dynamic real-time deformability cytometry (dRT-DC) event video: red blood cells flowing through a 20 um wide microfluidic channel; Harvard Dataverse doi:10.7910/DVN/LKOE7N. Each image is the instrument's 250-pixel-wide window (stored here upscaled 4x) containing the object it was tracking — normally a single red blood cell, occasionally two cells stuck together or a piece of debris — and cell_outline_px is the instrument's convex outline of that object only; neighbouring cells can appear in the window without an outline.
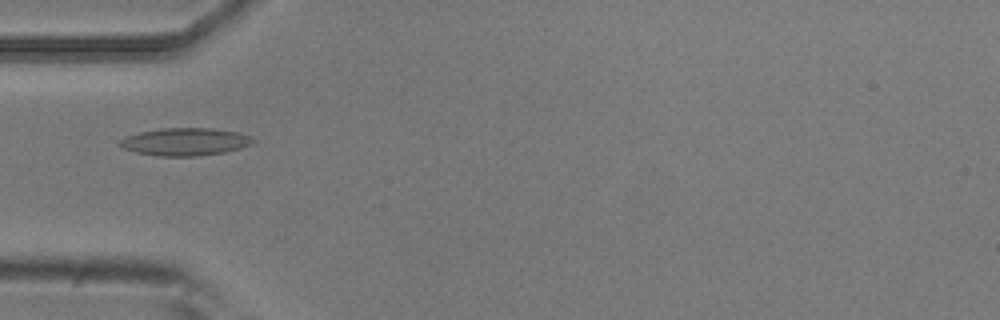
{"species": "common noctule bat (a hibernating species)", "species_latin": "Nyctalus noctula", "temperature_condition": "room temperature", "stored_images_in_passage": 7, "camera_frame_rate_fps": 3000, "um_per_image_px": 0.085, "animal": {"sex": "male", "body_mass_g": 20.5, "forearm_length_mm": 52.5}, "frame": {"image": 1, "passage_image": 6, "time_ms": 5.667, "image_size_px": [1000, 320], "cell_outline_px": [[256, 140], [252, 144], [240, 148], [224, 152], [200, 156], [156, 156], [136, 152], [124, 148], [116, 144], [120, 140], [128, 136], [140, 132], [160, 128], [212, 128], [236, 132], [252, 136]], "centroid_in_image_um": [15.75, 12.05], "position_along_channel_um": 69.3, "area_um2": 21.5}}
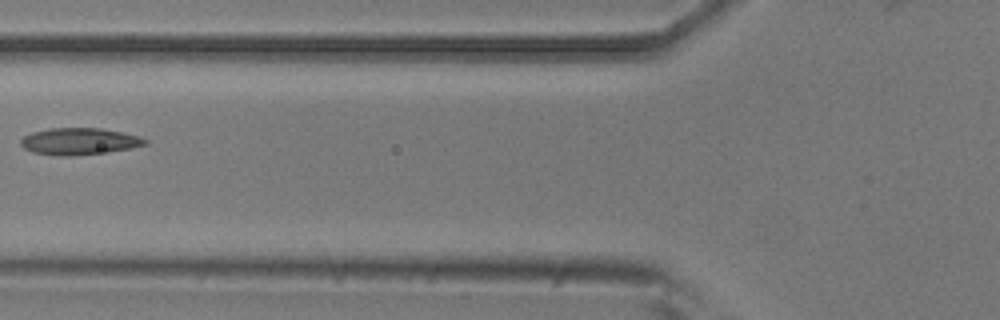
{"frame": {"image": 2, "passage_image": 7, "time_ms": 7.0, "image_size_px": [1000, 320], "cell_outline_px": [[148, 144], [132, 148], [108, 152], [72, 156], [52, 156], [32, 152], [24, 148], [20, 144], [20, 140], [24, 136], [32, 132], [52, 128], [100, 128], [140, 136], [148, 140]], "centroid_in_image_um": [6.74, 12.03], "position_along_channel_um": 119.1, "area_um2": 19.59}}